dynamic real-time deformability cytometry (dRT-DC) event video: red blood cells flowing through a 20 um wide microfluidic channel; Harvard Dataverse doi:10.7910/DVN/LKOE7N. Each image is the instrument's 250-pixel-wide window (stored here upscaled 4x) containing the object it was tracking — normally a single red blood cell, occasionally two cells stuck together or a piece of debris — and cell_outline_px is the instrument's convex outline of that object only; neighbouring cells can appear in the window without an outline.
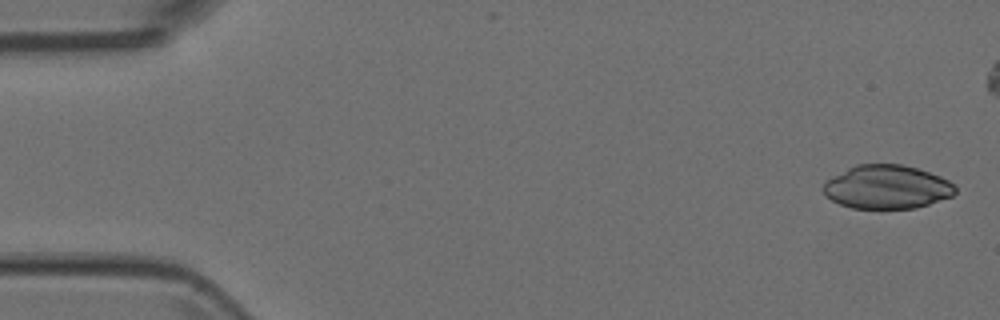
{"species": "Egyptian fruit bat (a non-hibernating species)", "species_latin": "Rousettus aegyptiacus", "temperature_condition": "room temperature", "stored_images_in_passage": 6, "camera_frame_rate_fps": 3000, "um_per_image_px": 0.085, "animal": {"sex": "female"}, "frame": {"image": 1, "passage_image": 1, "time_ms": 0.0, "image_size_px": [1000, 320], "cell_outline_px": [[956, 192], [952, 196], [916, 208], [852, 208], [840, 204], [832, 200], [824, 192], [824, 184], [832, 176], [856, 164], [900, 164], [916, 168], [940, 176], [948, 180], [956, 188]], "centroid_in_image_um": [75.39, 15.89], "position_along_channel_um": 9.6, "area_um2": 33.23}}